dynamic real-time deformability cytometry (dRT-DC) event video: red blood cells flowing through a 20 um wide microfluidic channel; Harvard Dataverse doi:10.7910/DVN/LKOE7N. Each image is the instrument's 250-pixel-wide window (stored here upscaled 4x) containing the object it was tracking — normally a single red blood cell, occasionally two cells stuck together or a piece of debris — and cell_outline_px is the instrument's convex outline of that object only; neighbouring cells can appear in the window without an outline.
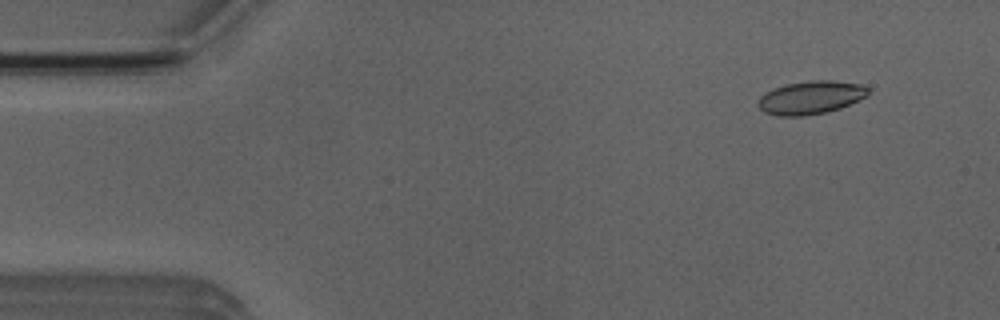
{"species": "Egyptian fruit bat (a non-hibernating species)", "species_latin": "Rousettus aegyptiacus", "temperature_condition": "room temperature", "stored_images_in_passage": 41, "camera_frame_rate_fps": 3000, "um_per_image_px": 0.085, "animal": {"sex": "male"}, "frame": {"image": 1, "passage_image": 5, "time_ms": 1.333, "image_size_px": [1000, 320], "cell_outline_px": [[868, 96], [840, 108], [824, 112], [800, 116], [776, 116], [764, 112], [756, 104], [760, 96], [784, 84], [812, 80], [832, 80], [860, 84], [868, 88]], "centroid_in_image_um": [68.9, 8.29], "position_along_channel_um": 16.1, "area_um2": 21.15}}
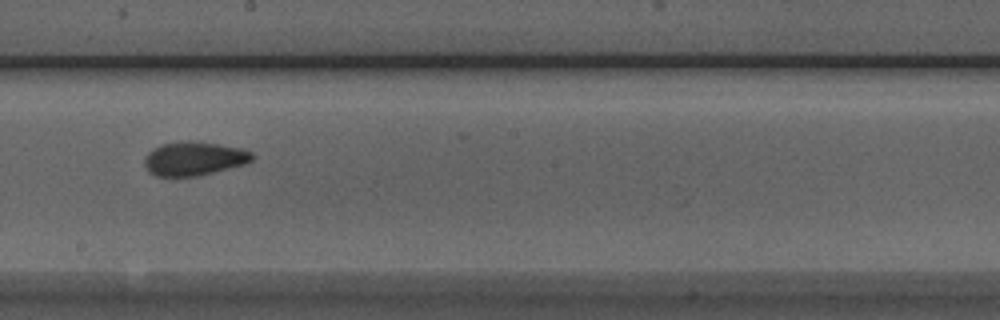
{"frame": {"image": 2, "passage_image": 29, "time_ms": 9.333, "image_size_px": [1000, 320], "cell_outline_px": [[256, 156], [252, 160], [244, 164], [200, 176], [156, 176], [148, 172], [144, 164], [144, 156], [152, 148], [160, 144], [180, 140], [192, 140], [244, 148], [252, 152]], "centroid_in_image_um": [16.48, 13.46], "position_along_channel_um": 231.7, "area_um2": 21.73}}
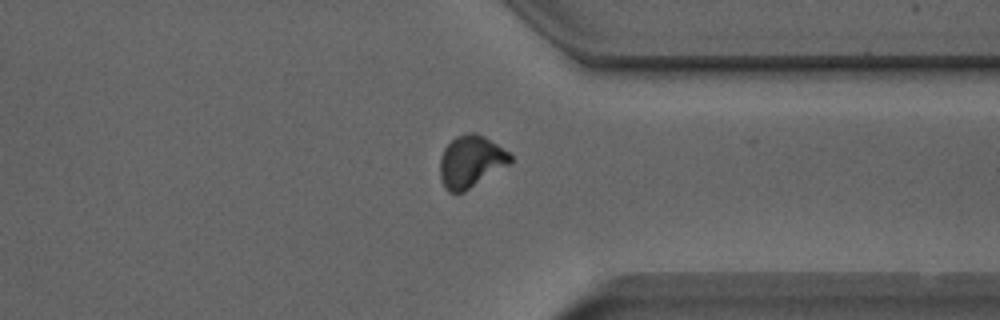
{"frame": {"image": 3, "passage_image": 40, "time_ms": 13.0, "image_size_px": [1000, 320], "cell_outline_px": [[512, 160], [508, 164], [464, 192], [456, 196], [448, 192], [444, 188], [440, 180], [440, 160], [444, 148], [456, 136], [464, 132], [476, 132], [484, 136], [508, 152], [512, 156]], "centroid_in_image_um": [39.97, 13.75], "position_along_channel_um": 371.4, "area_um2": 21.39}, "authors_computed_cell_mechanics": {"area_um2": 21.0392, "velocity_mm_per_s": 3.9047, "shape_relaxation_time_tau1_ms": null, "shape_relaxation_time_tau2_ms": 1.1487, "deformation_change_tau1": null, "deformation_change_tau2": 0.0638}}